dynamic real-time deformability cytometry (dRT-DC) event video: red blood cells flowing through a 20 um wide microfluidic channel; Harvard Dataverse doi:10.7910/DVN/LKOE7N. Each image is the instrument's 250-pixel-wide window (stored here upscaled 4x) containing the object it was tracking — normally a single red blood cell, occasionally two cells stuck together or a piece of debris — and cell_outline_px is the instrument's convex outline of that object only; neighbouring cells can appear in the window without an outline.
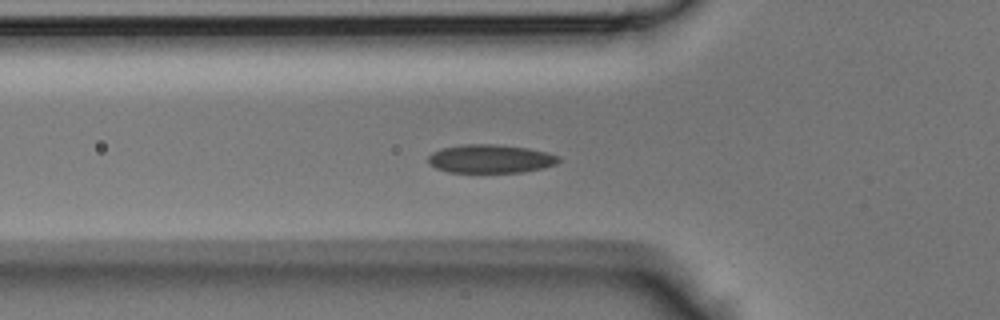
{"species": "Egyptian fruit bat (a non-hibernating species)", "species_latin": "Rousettus aegyptiacus", "temperature_condition": "room temperature", "stored_images_in_passage": 33, "camera_frame_rate_fps": 3000, "um_per_image_px": 0.085, "animal": {"sex": "male"}, "frame": {"image": 1, "passage_image": 3, "time_ms": 0.667, "image_size_px": [1000, 320], "cell_outline_px": [[560, 160], [556, 164], [544, 168], [520, 172], [448, 172], [436, 168], [428, 164], [428, 156], [432, 152], [440, 148], [460, 144], [496, 144], [528, 148], [548, 152], [560, 156]], "centroid_in_image_um": [41.67, 13.49], "position_along_channel_um": 84.1, "area_um2": 21.91}}
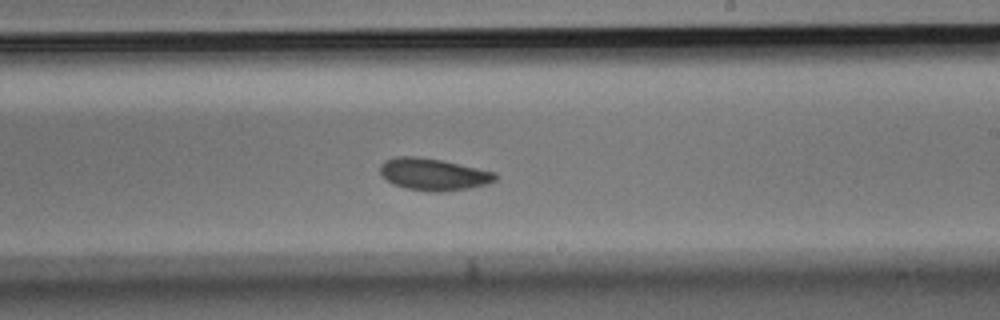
{"frame": {"image": 2, "passage_image": 14, "time_ms": 4.333, "image_size_px": [1000, 320], "cell_outline_px": [[496, 180], [488, 184], [468, 188], [444, 192], [432, 192], [408, 188], [392, 184], [380, 172], [380, 164], [384, 160], [396, 156], [416, 156], [440, 160], [496, 172]], "centroid_in_image_um": [36.83, 14.82], "position_along_channel_um": 252.2, "area_um2": 21.39}}
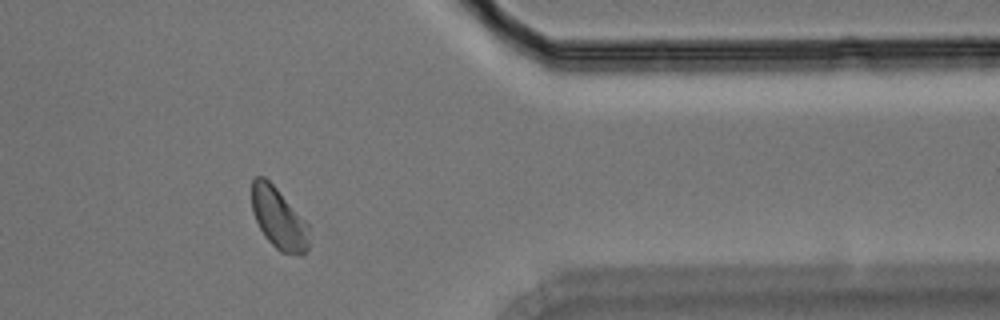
{"frame": {"image": 3, "passage_image": 24, "time_ms": 7.667, "image_size_px": [1000, 320], "cell_outline_px": [[308, 248], [304, 252], [280, 252], [264, 236], [252, 212], [252, 180], [256, 176], [264, 176], [276, 188], [308, 224]], "centroid_in_image_um": [23.65, 18.53], "position_along_channel_um": 387.8, "area_um2": 19.83}}